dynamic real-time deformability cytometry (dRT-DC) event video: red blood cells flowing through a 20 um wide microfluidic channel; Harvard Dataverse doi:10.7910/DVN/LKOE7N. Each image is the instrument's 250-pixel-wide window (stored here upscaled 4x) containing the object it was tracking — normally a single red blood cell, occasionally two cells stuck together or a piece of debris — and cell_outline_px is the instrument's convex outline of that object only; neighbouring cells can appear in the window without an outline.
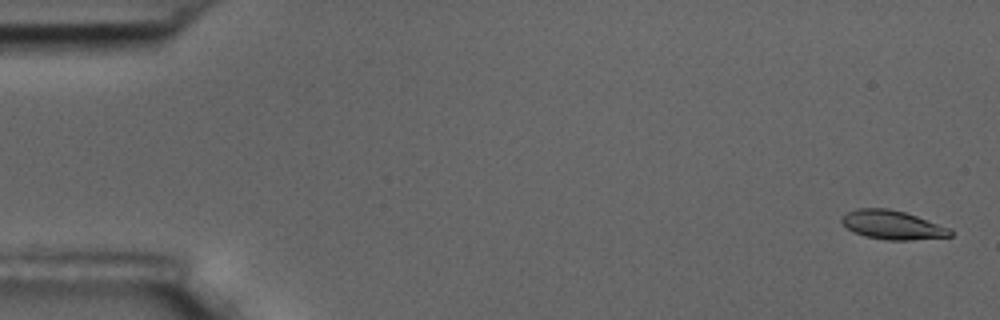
{"species": "common noctule bat (a hibernating species)", "species_latin": "Nyctalus noctula", "temperature_condition": "room temperature", "stored_images_in_passage": 56, "camera_frame_rate_fps": 3000, "um_per_image_px": 0.085, "animal": {"sex": "male", "body_mass_g": 17.5, "forearm_length_mm": 52.3}, "frame": {"image": 1, "passage_image": 2, "time_ms": 0.333, "image_size_px": [1000, 320], "cell_outline_px": [[952, 236], [908, 240], [888, 240], [864, 236], [852, 232], [840, 220], [840, 216], [856, 208], [888, 208], [904, 212], [916, 216], [948, 228], [952, 232]], "centroid_in_image_um": [75.79, 19.11], "position_along_channel_um": 9.2, "area_um2": 18.09}}
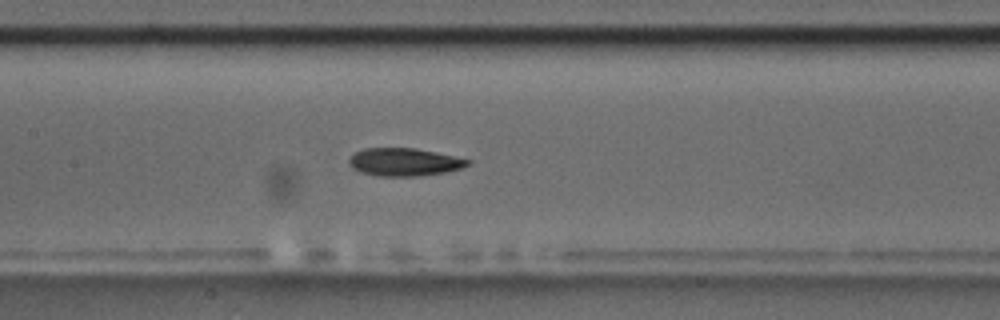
{"frame": {"image": 2, "passage_image": 27, "time_ms": 8.667, "image_size_px": [1000, 320], "cell_outline_px": [[472, 164], [460, 168], [444, 172], [416, 176], [380, 176], [360, 172], [352, 168], [348, 164], [348, 160], [356, 152], [364, 148], [416, 148], [436, 152], [472, 160]], "centroid_in_image_um": [34.36, 13.77], "position_along_channel_um": 173.0, "area_um2": 19.25}}
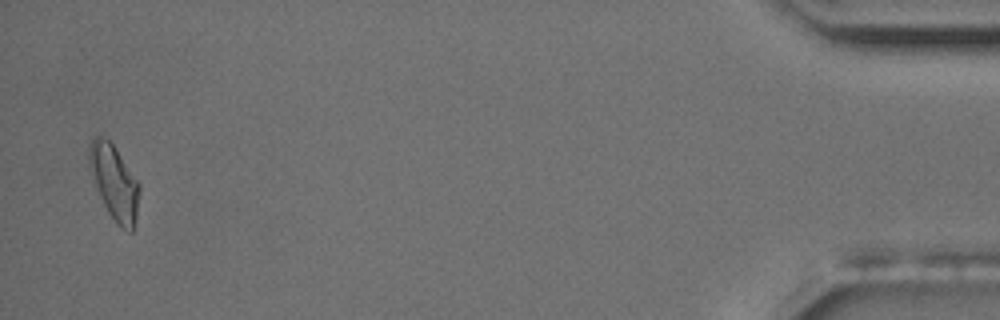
{"frame": {"image": 3, "passage_image": 55, "time_ms": 18.0, "image_size_px": [1000, 320], "cell_outline_px": [[140, 192], [136, 216], [132, 232], [128, 232], [120, 228], [116, 224], [108, 212], [96, 188], [88, 168], [88, 148], [92, 140], [96, 136], [100, 136], [108, 140], [112, 144], [140, 184]], "centroid_in_image_um": [9.7, 15.53], "position_along_channel_um": 425.5, "area_um2": 21.79}, "authors_computed_cell_mechanics": {"area_um2": 19.4208, "velocity_mm_per_s": 3.6308, "shape_relaxation_time_tau1_ms": 5.4097, "shape_relaxation_time_tau2_ms": 4.7518, "deformation_change_tau1": 0.1785, "deformation_change_tau2": 0.1028}}